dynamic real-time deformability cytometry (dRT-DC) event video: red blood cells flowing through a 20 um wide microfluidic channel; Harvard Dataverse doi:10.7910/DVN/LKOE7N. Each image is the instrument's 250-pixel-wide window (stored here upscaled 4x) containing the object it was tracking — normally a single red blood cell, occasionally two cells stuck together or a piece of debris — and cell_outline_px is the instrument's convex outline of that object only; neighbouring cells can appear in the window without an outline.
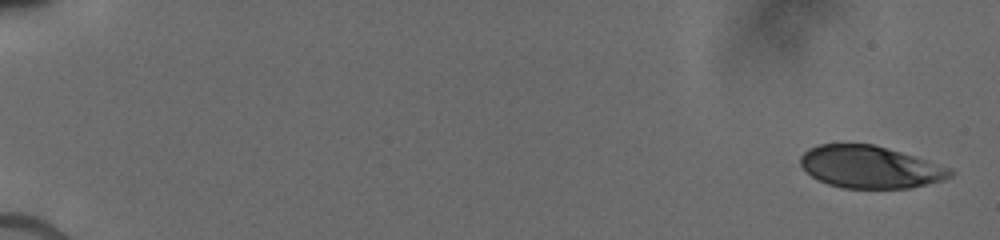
{"species": "human", "species_latin": "Homo sapiens", "temperature_condition": "cold", "stored_images_in_passage": 59, "camera_frame_rate_fps": 3000, "um_per_image_px": 0.085, "donor": {"sex": "male"}, "frame": {"image": 1, "passage_image": 1, "time_ms": 0.0, "image_size_px": [1000, 240], "cell_outline_px": [[956, 172], [952, 176], [944, 180], [912, 188], [844, 188], [828, 184], [812, 176], [800, 164], [800, 156], [808, 148], [820, 144], [872, 144], [900, 152], [952, 168]], "centroid_in_image_um": [73.98, 14.2], "position_along_channel_um": 11.0, "area_um2": 36.76}}
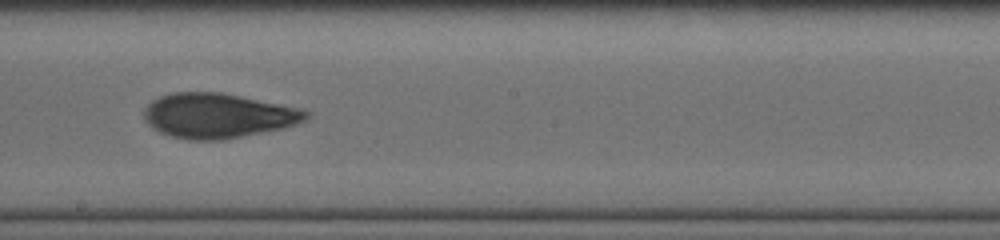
{"frame": {"image": 2, "passage_image": 30, "time_ms": 10.0, "image_size_px": [1000, 240], "cell_outline_px": [[312, 116], [296, 124], [284, 128], [224, 140], [188, 140], [172, 136], [160, 132], [152, 128], [144, 120], [144, 108], [152, 100], [160, 96], [172, 92], [220, 92], [304, 108], [312, 112]], "centroid_in_image_um": [18.56, 9.83], "position_along_channel_um": 229.6, "area_um2": 42.77}}
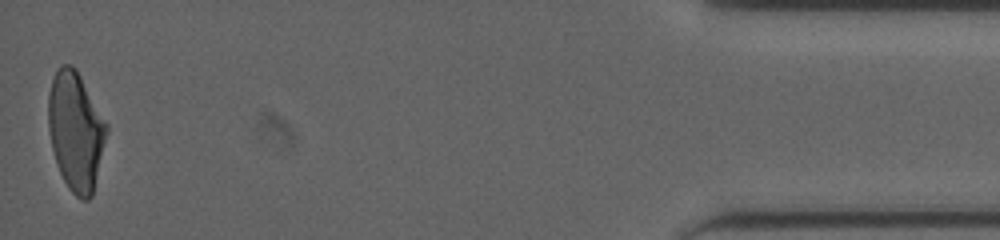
{"frame": {"image": 3, "passage_image": 57, "time_ms": 16.667, "image_size_px": [1000, 240], "cell_outline_px": [[108, 132], [92, 196], [88, 200], [80, 200], [68, 188], [56, 164], [52, 148], [48, 128], [48, 92], [52, 80], [60, 64], [72, 64], [76, 68], [108, 124]], "centroid_in_image_um": [6.44, 11.13], "position_along_channel_um": 428.8, "area_um2": 40.52}}